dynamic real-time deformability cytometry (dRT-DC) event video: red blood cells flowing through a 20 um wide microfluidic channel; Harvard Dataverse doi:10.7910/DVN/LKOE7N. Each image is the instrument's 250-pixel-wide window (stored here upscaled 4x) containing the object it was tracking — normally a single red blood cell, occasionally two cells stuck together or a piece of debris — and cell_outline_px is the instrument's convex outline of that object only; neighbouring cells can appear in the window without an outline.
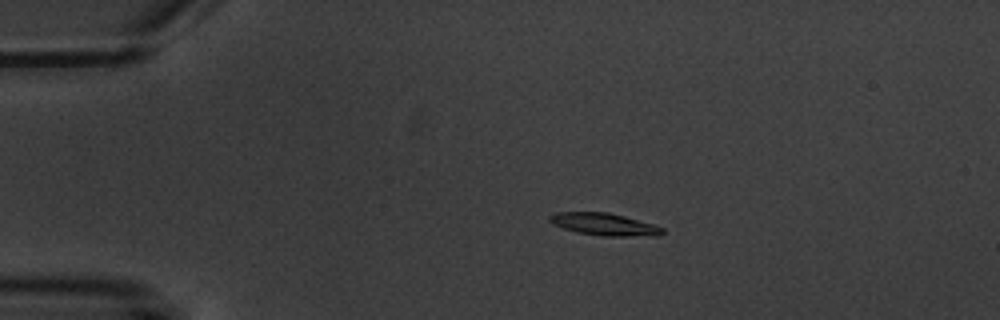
{"species": "common noctule bat (a hibernating species)", "species_latin": "Nyctalus noctula", "temperature_condition": "warm", "stored_images_in_passage": 8, "camera_frame_rate_fps": 3000, "um_per_image_px": 0.085, "animal": {"sex": "male", "body_mass_g": 20.1, "forearm_length_mm": 53.5}, "frame": {"image": 1, "passage_image": 2, "time_ms": 1.333, "image_size_px": [1000, 320], "cell_outline_px": [[664, 232], [656, 236], [604, 236], [576, 232], [564, 228], [548, 220], [548, 216], [556, 212], [608, 212], [624, 216], [652, 224], [664, 228]], "centroid_in_image_um": [51.37, 19.06], "position_along_channel_um": 33.6, "area_um2": 14.51}}
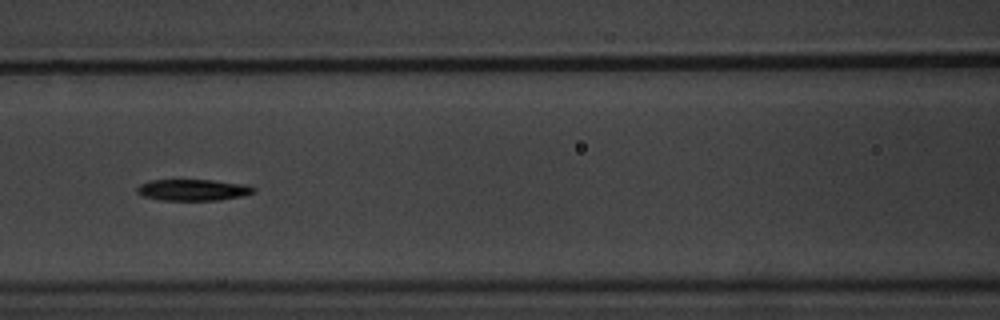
{"frame": {"image": 2, "passage_image": 6, "time_ms": 6.0, "image_size_px": [1000, 320], "cell_outline_px": [[256, 192], [244, 196], [220, 200], [160, 200], [144, 196], [136, 192], [136, 188], [140, 184], [152, 180], [212, 180], [248, 184], [256, 188]], "centroid_in_image_um": [16.47, 16.14], "position_along_channel_um": 150.1, "area_um2": 14.68}}
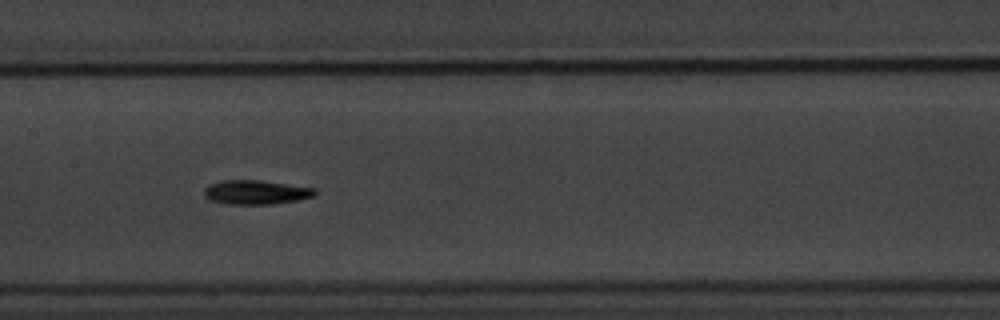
{"frame": {"image": 3, "passage_image": 7, "time_ms": 7.0, "image_size_px": [1000, 320], "cell_outline_px": [[316, 196], [300, 200], [272, 204], [228, 204], [212, 200], [204, 196], [204, 188], [208, 184], [220, 180], [260, 180], [316, 188]], "centroid_in_image_um": [21.77, 16.33], "position_along_channel_um": 185.6, "area_um2": 15.78}}